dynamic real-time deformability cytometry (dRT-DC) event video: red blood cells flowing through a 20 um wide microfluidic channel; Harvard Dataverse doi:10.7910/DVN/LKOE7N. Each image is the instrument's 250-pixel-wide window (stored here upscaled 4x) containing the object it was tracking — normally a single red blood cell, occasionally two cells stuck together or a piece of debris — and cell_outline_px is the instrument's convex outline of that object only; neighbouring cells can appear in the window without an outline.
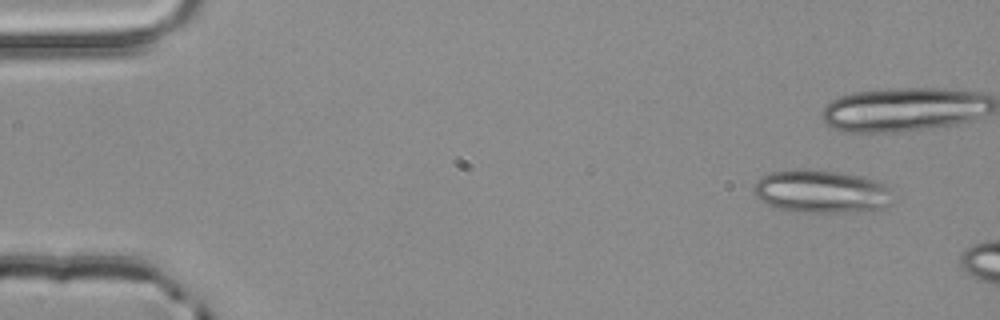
{"species": "common noctule bat (a hibernating species)", "species_latin": "Nyctalus noctula", "temperature_condition": "room temperature", "stored_images_in_passage": 3, "camera_frame_rate_fps": 3000, "um_per_image_px": 0.085, "animal": {"sex": "male", "body_mass_g": 20.4}, "frame": {"image": 1, "passage_image": 1, "time_ms": 0.0, "image_size_px": [1000, 320], "cell_outline_px": [[888, 204], [884, 208], [840, 212], [792, 212], [772, 208], [760, 200], [756, 196], [752, 188], [756, 180], [772, 172], [792, 168], [804, 168], [836, 172], [864, 176], [884, 180], [888, 184]], "centroid_in_image_um": [69.75, 16.26], "position_along_channel_um": 15.3, "area_um2": 35.26}}